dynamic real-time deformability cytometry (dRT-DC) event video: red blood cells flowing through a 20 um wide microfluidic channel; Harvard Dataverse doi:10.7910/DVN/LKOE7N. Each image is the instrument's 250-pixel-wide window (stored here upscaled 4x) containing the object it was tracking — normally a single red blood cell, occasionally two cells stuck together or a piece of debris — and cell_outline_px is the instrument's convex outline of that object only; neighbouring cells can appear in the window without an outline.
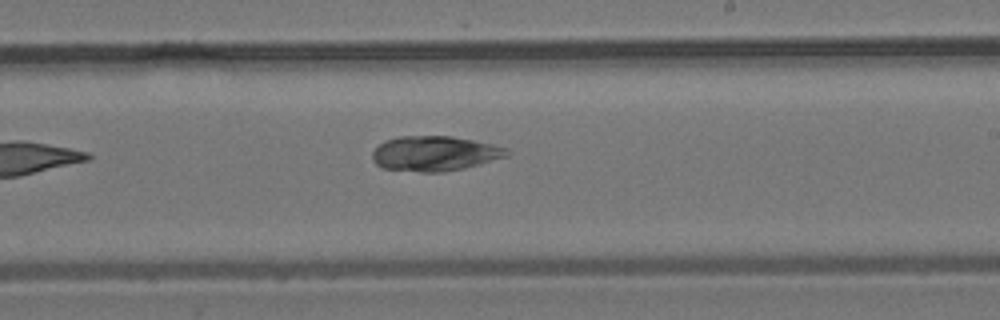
{"species": "common noctule bat (a hibernating species)", "species_latin": "Nyctalus noctula", "temperature_condition": "room temperature", "stored_images_in_passage": 8, "segment_of_instrument_passage": [1, 2], "camera_frame_rate_fps": 3000, "um_per_image_px": 0.085, "animal": {"sex": "male", "body_mass_g": 19.2, "forearm_length_mm": 51.8}, "frame": {"image": 1, "passage_image": 7, "time_ms": 7.0, "image_size_px": [1000, 320], "cell_outline_px": [[512, 152], [508, 156], [464, 168], [444, 172], [420, 172], [380, 168], [372, 160], [372, 152], [384, 140], [400, 136], [452, 136], [492, 144], [508, 148]], "centroid_in_image_um": [36.94, 13.05], "position_along_channel_um": 252.1, "area_um2": 27.57}}